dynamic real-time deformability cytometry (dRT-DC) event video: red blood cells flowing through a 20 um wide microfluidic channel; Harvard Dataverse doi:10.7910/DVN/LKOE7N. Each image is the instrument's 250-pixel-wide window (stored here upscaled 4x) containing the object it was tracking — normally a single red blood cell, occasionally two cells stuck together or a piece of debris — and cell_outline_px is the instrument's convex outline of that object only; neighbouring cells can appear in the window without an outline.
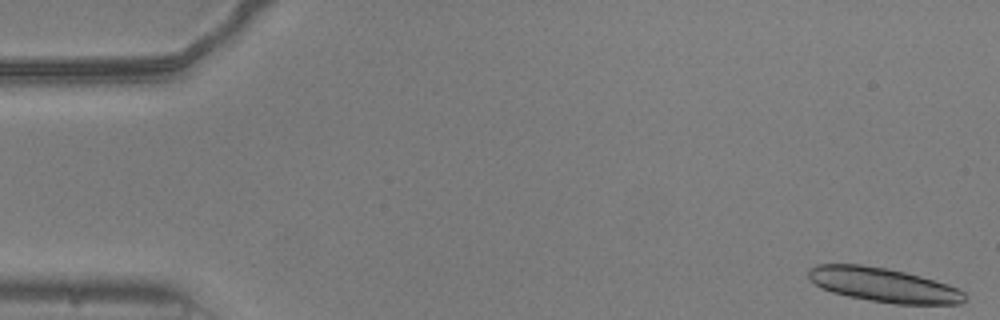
{"species": "common noctule bat (a hibernating species)", "species_latin": "Nyctalus noctula", "temperature_condition": "warm", "stored_images_in_passage": 30, "camera_frame_rate_fps": 3000, "um_per_image_px": 0.085, "animal": {"sex": "male", "body_mass_g": 20.5, "forearm_length_mm": 52.5}, "frame": {"image": 1, "passage_image": 1, "time_ms": 0.0, "image_size_px": [1000, 320], "cell_outline_px": [[968, 300], [964, 304], [896, 304], [848, 296], [832, 292], [820, 288], [808, 276], [808, 268], [816, 264], [860, 264], [888, 268], [920, 276], [956, 288], [964, 292], [968, 296]], "centroid_in_image_um": [75.1, 24.22], "position_along_channel_um": 9.9, "area_um2": 31.1}}
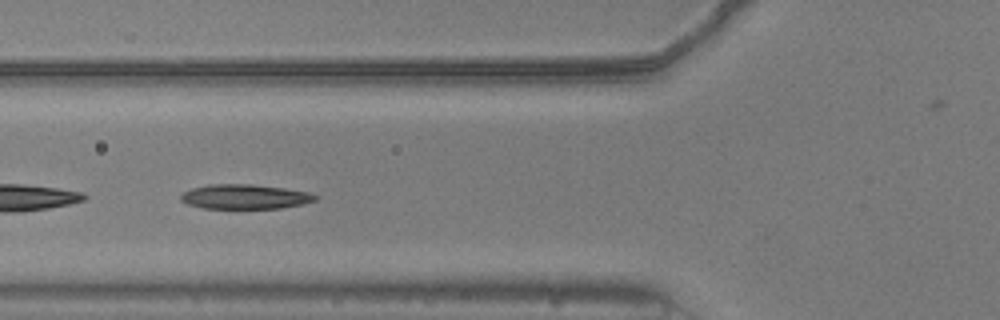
{"frame": {"image": 2, "passage_image": 20, "time_ms": 6.333, "image_size_px": [1000, 320], "cell_outline_px": [[320, 196], [316, 200], [304, 204], [280, 208], [204, 208], [188, 204], [180, 200], [180, 196], [184, 192], [192, 188], [208, 184], [252, 184], [284, 188], [308, 192]], "centroid_in_image_um": [20.84, 16.71], "position_along_channel_um": 105.0, "area_um2": 19.31}}
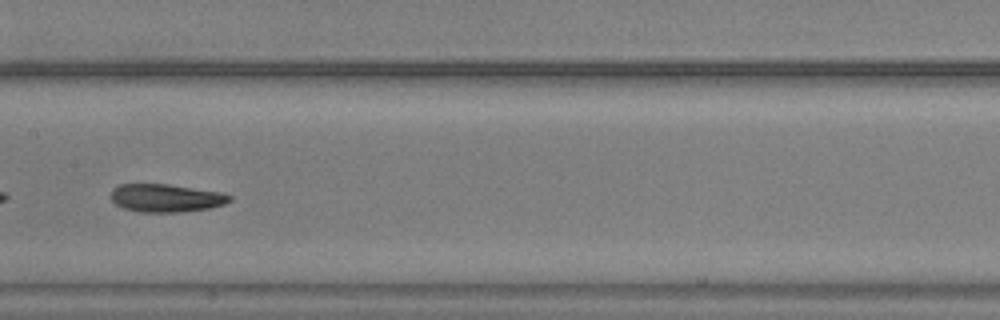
{"frame": {"image": 3, "passage_image": 27, "time_ms": 8.667, "image_size_px": [1000, 320], "cell_outline_px": [[232, 200], [224, 204], [208, 208], [180, 212], [140, 212], [124, 208], [116, 204], [112, 200], [112, 188], [120, 184], [168, 184], [220, 192], [232, 196]], "centroid_in_image_um": [14.11, 16.83], "position_along_channel_um": 193.3, "area_um2": 19.25}}